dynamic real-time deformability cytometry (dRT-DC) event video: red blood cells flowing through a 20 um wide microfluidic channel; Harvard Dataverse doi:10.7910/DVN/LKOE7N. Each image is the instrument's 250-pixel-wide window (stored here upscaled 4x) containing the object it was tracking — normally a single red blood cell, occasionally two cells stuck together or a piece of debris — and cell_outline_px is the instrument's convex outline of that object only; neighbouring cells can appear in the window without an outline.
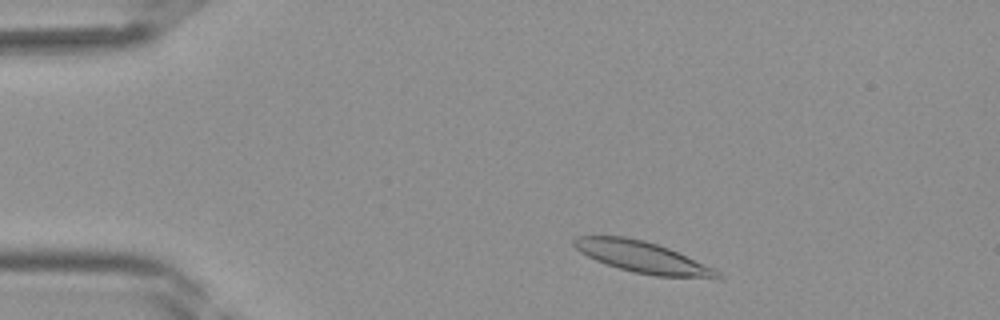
{"species": "Egyptian fruit bat (a non-hibernating species)", "species_latin": "Rousettus aegyptiacus", "temperature_condition": "room temperature", "stored_images_in_passage": 37, "camera_frame_rate_fps": 3000, "um_per_image_px": 0.085, "frame": {"image": 1, "passage_image": 3, "time_ms": 0.667, "image_size_px": [1000, 320], "cell_outline_px": [[720, 280], [716, 280], [656, 276], [636, 272], [620, 268], [596, 260], [580, 252], [572, 244], [572, 240], [576, 236], [624, 236], [644, 240], [668, 248], [712, 268], [720, 272]], "centroid_in_image_um": [54.64, 21.87], "position_along_channel_um": 30.4, "area_um2": 26.07}}
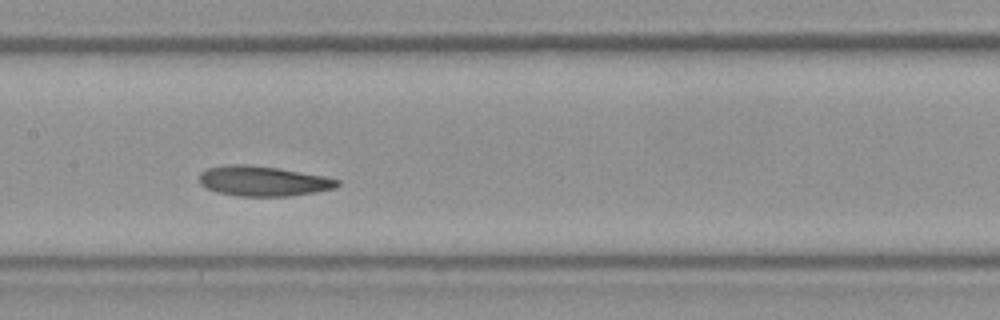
{"frame": {"image": 2, "passage_image": 16, "time_ms": 5.0, "image_size_px": [1000, 320], "cell_outline_px": [[340, 184], [336, 188], [316, 192], [288, 196], [236, 196], [216, 192], [200, 184], [200, 172], [208, 168], [228, 164], [248, 164], [276, 168], [324, 176], [340, 180]], "centroid_in_image_um": [22.36, 15.39], "position_along_channel_um": 185.0, "area_um2": 24.16}}
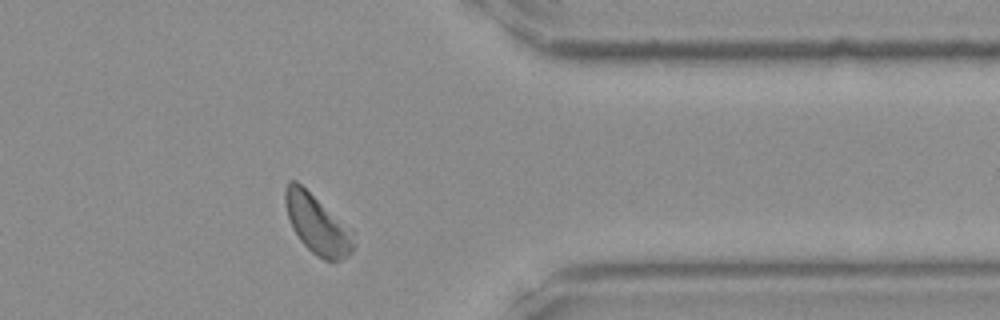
{"frame": {"image": 3, "passage_image": 29, "time_ms": 9.333, "image_size_px": [1000, 320], "cell_outline_px": [[356, 244], [352, 252], [348, 256], [340, 260], [324, 260], [316, 256], [300, 240], [292, 228], [284, 204], [284, 188], [288, 180], [296, 180], [352, 228]], "centroid_in_image_um": [26.98, 19.05], "position_along_channel_um": 384.4, "area_um2": 23.99}}